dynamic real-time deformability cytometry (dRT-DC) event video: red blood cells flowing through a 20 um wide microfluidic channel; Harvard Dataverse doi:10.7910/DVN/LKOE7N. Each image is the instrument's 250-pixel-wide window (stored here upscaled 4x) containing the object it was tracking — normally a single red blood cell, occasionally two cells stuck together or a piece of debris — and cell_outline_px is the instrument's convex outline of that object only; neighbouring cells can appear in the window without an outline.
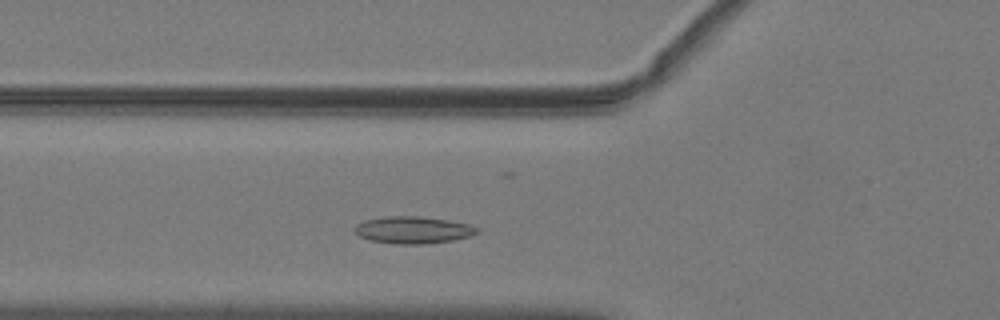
{"species": "common noctule bat (a hibernating species)", "species_latin": "Nyctalus noctula", "temperature_condition": "warm", "stored_images_in_passage": 37, "camera_frame_rate_fps": 3000, "um_per_image_px": 0.085, "animal": {"sex": "male", "body_mass_g": 19.2, "forearm_length_mm": 51.8}, "frame": {"image": 1, "passage_image": 4, "time_ms": 1.0, "image_size_px": [1000, 320], "cell_outline_px": [[480, 232], [472, 236], [452, 240], [424, 244], [396, 244], [368, 240], [360, 236], [352, 228], [356, 224], [364, 220], [388, 216], [416, 216], [448, 220], [468, 224], [480, 228]], "centroid_in_image_um": [35.12, 19.55], "position_along_channel_um": 90.7, "area_um2": 19.42}}
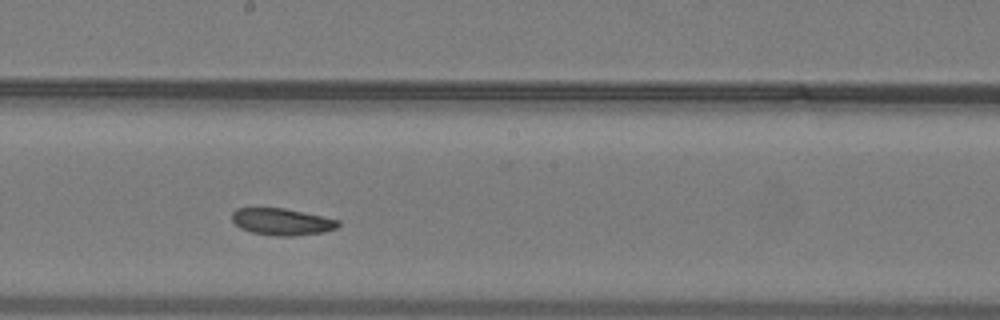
{"frame": {"image": 2, "passage_image": 14, "time_ms": 4.333, "image_size_px": [1000, 320], "cell_outline_px": [[340, 224], [336, 228], [324, 232], [292, 236], [276, 236], [252, 232], [240, 228], [232, 220], [232, 212], [236, 208], [284, 208], [340, 220]], "centroid_in_image_um": [23.96, 18.85], "position_along_channel_um": 224.2, "area_um2": 16.53}}
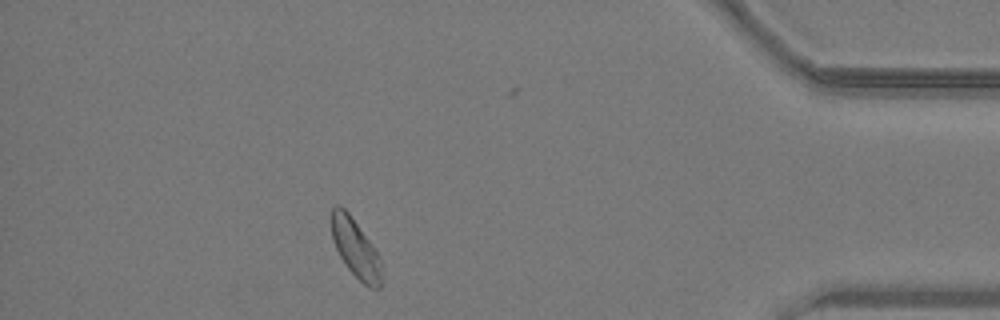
{"frame": {"image": 3, "passage_image": 31, "time_ms": 10.0, "image_size_px": [1000, 320], "cell_outline_px": [[380, 288], [368, 288], [348, 268], [340, 256], [332, 240], [332, 208], [336, 204], [340, 204], [348, 212], [372, 244], [380, 256]], "centroid_in_image_um": [30.21, 21.09], "position_along_channel_um": 405.0, "area_um2": 16.76}, "authors_computed_cell_mechanics": {"area_um2": 17.1666, "velocity_mm_per_s": 4.0002, "shape_relaxation_time_tau1_ms": 4.6561, "shape_relaxation_time_tau2_ms": null, "deformation_change_tau1": 0.0975, "deformation_change_tau2": null}}